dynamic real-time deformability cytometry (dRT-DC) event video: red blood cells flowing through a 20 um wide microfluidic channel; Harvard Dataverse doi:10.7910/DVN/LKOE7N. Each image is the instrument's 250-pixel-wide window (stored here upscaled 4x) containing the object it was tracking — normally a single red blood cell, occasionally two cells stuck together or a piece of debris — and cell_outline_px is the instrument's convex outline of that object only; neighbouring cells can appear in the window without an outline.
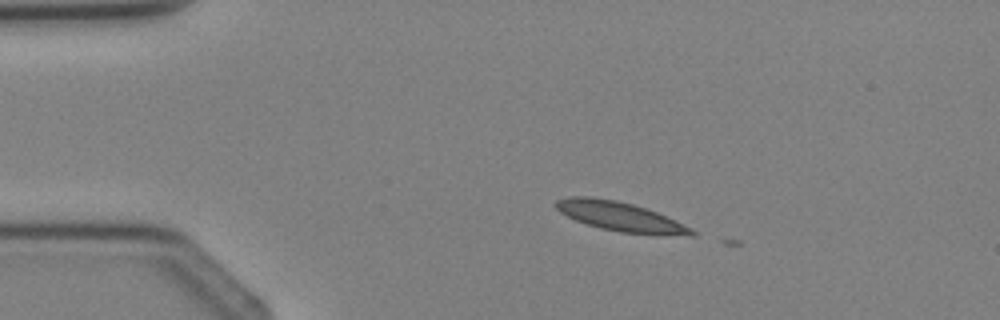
{"species": "Egyptian fruit bat (a non-hibernating species)", "species_latin": "Rousettus aegyptiacus", "temperature_condition": "cold", "stored_images_in_passage": 2, "camera_frame_rate_fps": 3000, "um_per_image_px": 0.085, "animal": {"sex": "female"}, "frame": {"image": 1, "passage_image": 1, "time_ms": 0.0, "image_size_px": [1000, 320], "cell_outline_px": [[696, 236], [688, 236], [620, 232], [600, 228], [576, 220], [560, 212], [552, 204], [556, 200], [568, 196], [592, 196], [616, 200], [632, 204], [656, 212], [692, 228], [696, 232]], "centroid_in_image_um": [52.69, 18.39], "position_along_channel_um": 32.3, "area_um2": 23.06}}